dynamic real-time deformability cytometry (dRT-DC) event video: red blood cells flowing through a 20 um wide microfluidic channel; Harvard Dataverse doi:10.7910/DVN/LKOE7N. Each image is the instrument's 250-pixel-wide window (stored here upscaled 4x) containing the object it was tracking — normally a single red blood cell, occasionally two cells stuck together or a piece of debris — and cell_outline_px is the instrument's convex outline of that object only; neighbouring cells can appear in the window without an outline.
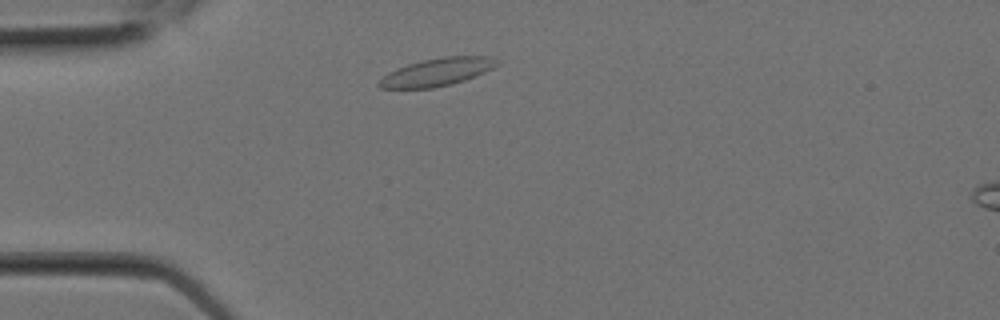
{"species": "Egyptian fruit bat (a non-hibernating species)", "species_latin": "Rousettus aegyptiacus", "temperature_condition": "room temperature", "stored_images_in_passage": 3, "camera_frame_rate_fps": 3000, "um_per_image_px": 0.085, "animal": {"sex": "female"}, "frame": {"image": 1, "passage_image": 1, "time_ms": 0.0, "image_size_px": [1000, 320], "cell_outline_px": [[500, 64], [484, 72], [464, 80], [452, 84], [432, 88], [380, 88], [376, 84], [388, 72], [396, 68], [408, 64], [424, 60], [444, 56], [488, 56], [496, 60]], "centroid_in_image_um": [37.13, 6.12], "position_along_channel_um": 47.9, "area_um2": 18.9}}
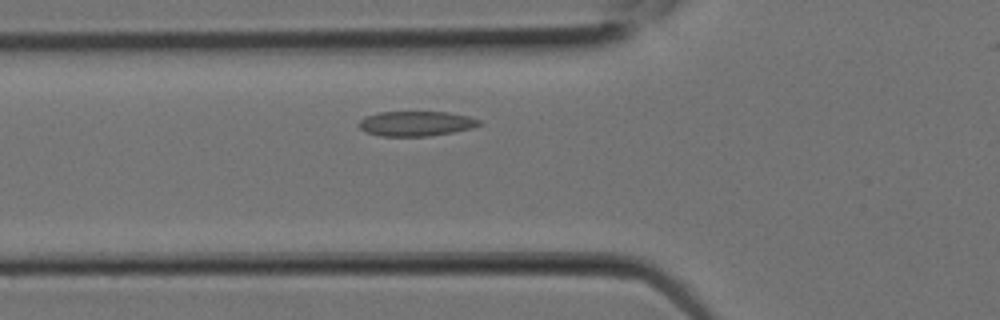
{"frame": {"image": 2, "passage_image": 3, "time_ms": 0.667, "image_size_px": [1000, 320], "cell_outline_px": [[484, 124], [472, 128], [452, 132], [428, 136], [380, 136], [364, 132], [356, 124], [364, 116], [380, 112], [448, 112], [468, 116], [480, 120]], "centroid_in_image_um": [35.34, 10.5], "position_along_channel_um": 90.5, "area_um2": 17.63}}